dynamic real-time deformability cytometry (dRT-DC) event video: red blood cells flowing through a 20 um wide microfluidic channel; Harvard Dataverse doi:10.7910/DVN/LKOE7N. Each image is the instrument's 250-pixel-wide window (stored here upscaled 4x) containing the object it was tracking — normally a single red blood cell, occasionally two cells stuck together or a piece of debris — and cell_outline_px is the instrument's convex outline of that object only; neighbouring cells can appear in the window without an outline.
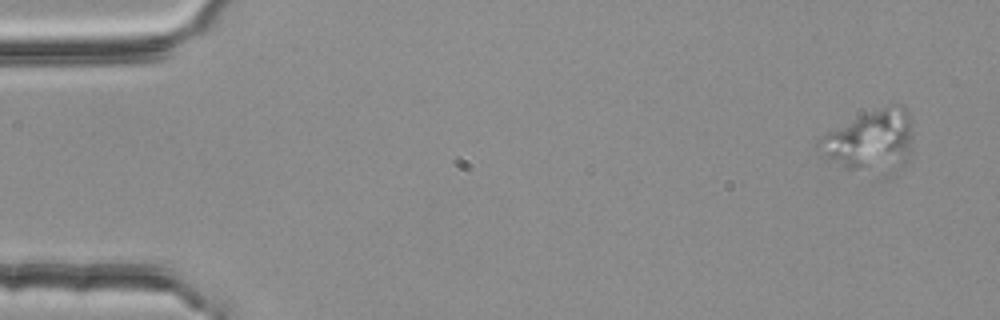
{"species": "common noctule bat (a hibernating species)", "species_latin": "Nyctalus noctula", "temperature_condition": "room temperature", "stored_images_in_passage": 4, "camera_frame_rate_fps": 3000, "um_per_image_px": 0.085, "animal": {"sex": "female", "body_mass_g": 25.1}, "frame": {"image": 1, "passage_image": 1, "time_ms": 0.0, "image_size_px": [1000, 320], "cell_outline_px": [[912, 148], [904, 164], [888, 180], [876, 180], [844, 168], [824, 160], [816, 148], [816, 140], [820, 136], [868, 112], [888, 104], [900, 104], [908, 112], [912, 120]], "centroid_in_image_um": [74.01, 12.13], "position_along_channel_um": 11.0, "area_um2": 36.13}}
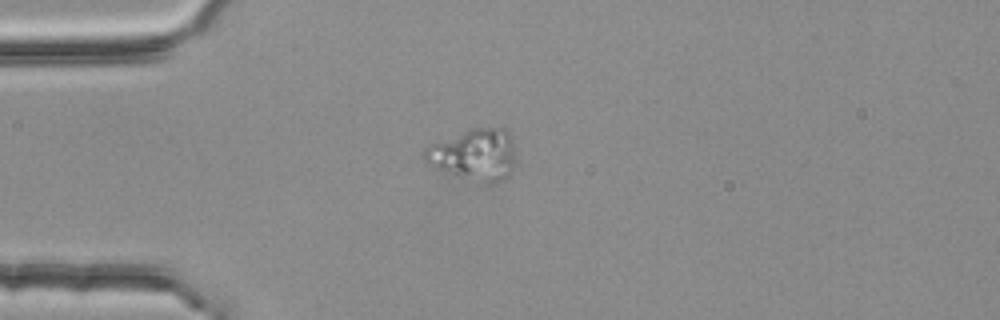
{"frame": {"image": 2, "passage_image": 3, "time_ms": 0.667, "image_size_px": [1000, 320], "cell_outline_px": [[516, 160], [512, 172], [504, 180], [496, 184], [488, 184], [452, 176], [440, 172], [428, 164], [420, 156], [432, 144], [472, 128], [504, 128], [512, 136], [516, 156]], "centroid_in_image_um": [40.34, 13.2], "position_along_channel_um": 44.7, "area_um2": 28.09}}